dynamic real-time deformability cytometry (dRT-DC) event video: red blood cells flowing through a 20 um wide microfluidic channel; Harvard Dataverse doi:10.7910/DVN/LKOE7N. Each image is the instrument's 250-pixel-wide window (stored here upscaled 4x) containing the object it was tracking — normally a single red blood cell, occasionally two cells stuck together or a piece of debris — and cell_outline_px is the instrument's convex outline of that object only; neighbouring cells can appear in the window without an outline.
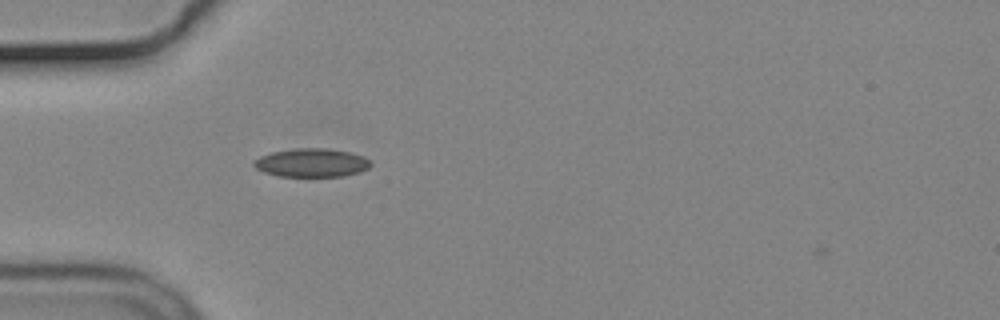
{"species": "common noctule bat (a hibernating species)", "species_latin": "Nyctalus noctula", "temperature_condition": "cold", "stored_images_in_passage": 40, "camera_frame_rate_fps": 3000, "um_per_image_px": 0.085, "animal": {"sex": "male", "body_mass_g": 19.2, "forearm_length_mm": 51.8}, "frame": {"image": 1, "passage_image": 2, "time_ms": 0.333, "image_size_px": [1000, 320], "cell_outline_px": [[372, 164], [368, 168], [360, 172], [344, 176], [276, 176], [264, 172], [256, 168], [252, 164], [252, 160], [260, 156], [272, 152], [296, 148], [324, 148], [348, 152], [364, 156]], "centroid_in_image_um": [26.46, 13.83], "position_along_channel_um": 58.5, "area_um2": 19.42}}
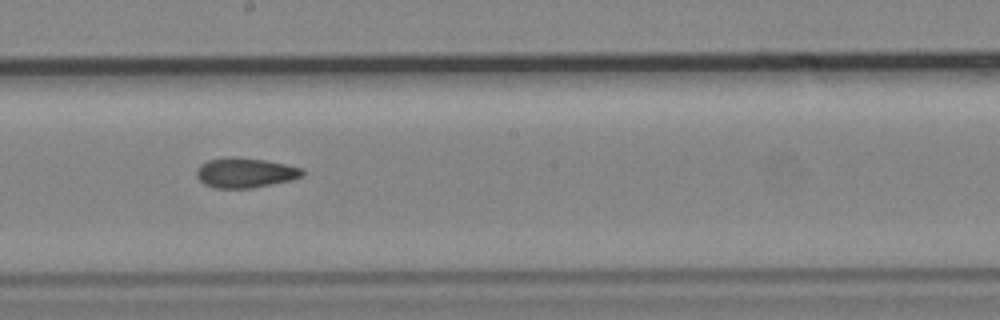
{"frame": {"image": 2, "passage_image": 16, "time_ms": 5.0, "image_size_px": [1000, 320], "cell_outline_px": [[304, 176], [292, 180], [252, 188], [216, 188], [204, 184], [196, 176], [196, 172], [200, 164], [208, 160], [228, 156], [232, 156], [264, 160], [304, 168]], "centroid_in_image_um": [20.85, 14.68], "position_along_channel_um": 227.4, "area_um2": 18.55}}
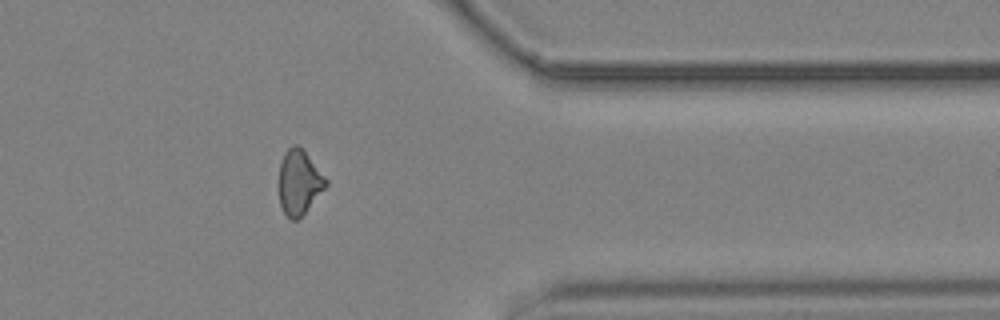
{"frame": {"image": 3, "passage_image": 30, "time_ms": 9.667, "image_size_px": [1000, 320], "cell_outline_px": [[328, 184], [304, 212], [296, 220], [292, 220], [284, 212], [280, 204], [280, 164], [284, 152], [292, 144], [296, 144], [304, 148], [328, 180]], "centroid_in_image_um": [25.44, 15.42], "position_along_channel_um": 386.0, "area_um2": 17.51}, "authors_computed_cell_mechanics": {"area_um2": 18.2359, "velocity_mm_per_s": 3.7098, "shape_relaxation_time_tau1_ms": null, "shape_relaxation_time_tau2_ms": 10.4228, "deformation_change_tau1": null, "deformation_change_tau2": 0.1577}}